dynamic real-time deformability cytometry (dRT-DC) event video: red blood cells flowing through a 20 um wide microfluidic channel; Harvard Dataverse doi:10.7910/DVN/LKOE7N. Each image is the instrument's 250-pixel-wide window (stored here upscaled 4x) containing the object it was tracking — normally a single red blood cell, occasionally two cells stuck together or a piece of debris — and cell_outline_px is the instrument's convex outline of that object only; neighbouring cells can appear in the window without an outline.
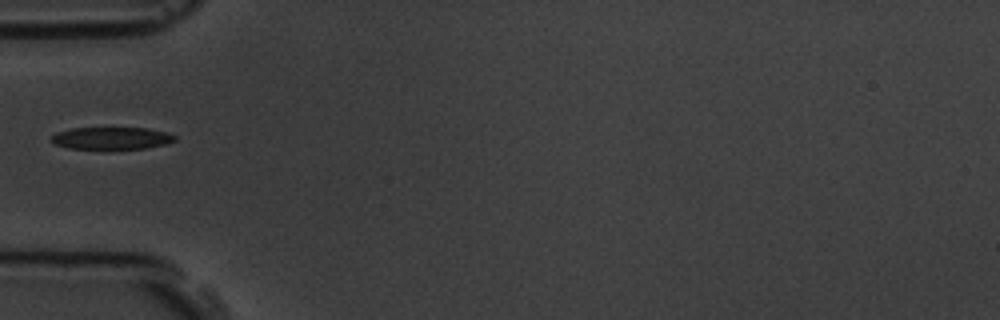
{"species": "common noctule bat (a hibernating species)", "species_latin": "Nyctalus noctula", "temperature_condition": "room temperature", "stored_images_in_passage": 2, "camera_frame_rate_fps": 3000, "um_per_image_px": 0.085, "animal": {"sex": "male", "body_mass_g": 19.5, "forearm_length_mm": 54.6}, "frame": {"image": 1, "passage_image": 1, "time_ms": 0.0, "image_size_px": [1000, 320], "cell_outline_px": [[176, 140], [168, 144], [144, 148], [68, 148], [52, 144], [52, 136], [56, 132], [72, 128], [148, 128], [168, 132], [176, 136]], "centroid_in_image_um": [9.51, 11.73], "position_along_channel_um": 75.5, "area_um2": 15.95}}
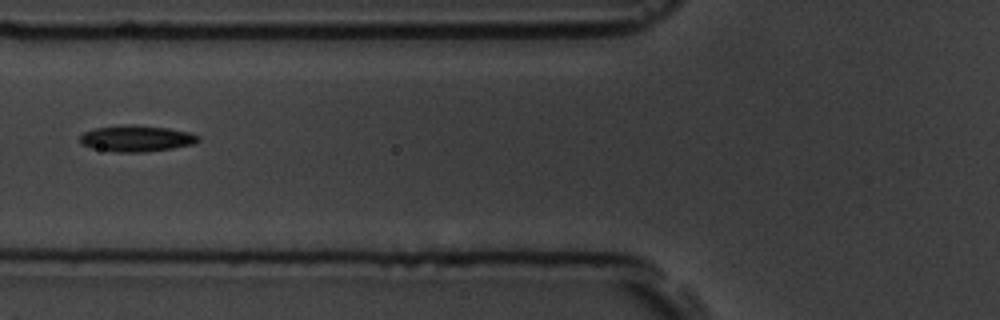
{"frame": {"image": 2, "passage_image": 2, "time_ms": 1.0, "image_size_px": [1000, 320], "cell_outline_px": [[200, 140], [196, 144], [172, 148], [144, 152], [116, 152], [92, 148], [80, 144], [80, 136], [84, 132], [96, 128], [128, 124], [132, 124], [168, 128], [192, 132], [200, 136]], "centroid_in_image_um": [11.64, 11.77], "position_along_channel_um": 114.2, "area_um2": 18.26}}